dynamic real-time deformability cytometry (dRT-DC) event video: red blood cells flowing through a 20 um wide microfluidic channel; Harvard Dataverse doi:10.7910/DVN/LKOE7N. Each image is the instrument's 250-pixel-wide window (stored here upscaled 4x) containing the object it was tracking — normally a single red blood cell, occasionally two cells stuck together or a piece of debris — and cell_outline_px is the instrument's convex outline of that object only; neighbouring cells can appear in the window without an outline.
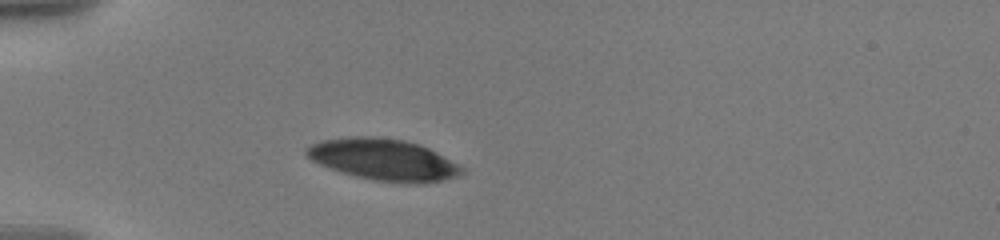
{"species": "human", "species_latin": "Homo sapiens", "temperature_condition": "warm", "stored_images_in_passage": 35, "camera_frame_rate_fps": 3000, "um_per_image_px": 0.085, "donor": {"sex": "male"}, "frame": {"image": 1, "passage_image": 1, "time_ms": 0.0, "image_size_px": [1000, 240], "cell_outline_px": [[464, 172], [460, 176], [444, 180], [424, 184], [400, 184], [376, 180], [356, 176], [340, 172], [320, 164], [312, 160], [304, 152], [312, 144], [320, 140], [352, 136], [376, 136], [404, 140], [420, 144], [436, 152], [464, 168]], "centroid_in_image_um": [32.63, 13.58], "position_along_channel_um": 52.4, "area_um2": 37.8}}
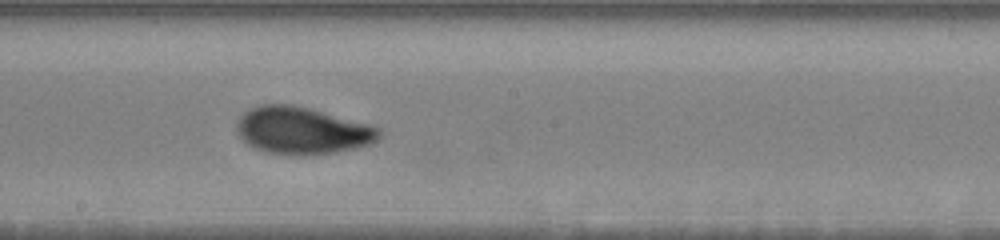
{"frame": {"image": 2, "passage_image": 18, "time_ms": 5.333, "image_size_px": [1000, 240], "cell_outline_px": [[380, 136], [372, 144], [332, 152], [300, 156], [296, 156], [264, 152], [248, 144], [240, 136], [236, 128], [236, 124], [240, 116], [244, 112], [260, 104], [292, 104], [308, 108], [368, 124], [380, 128]], "centroid_in_image_um": [25.65, 11.1], "position_along_channel_um": 222.6, "area_um2": 38.84}}
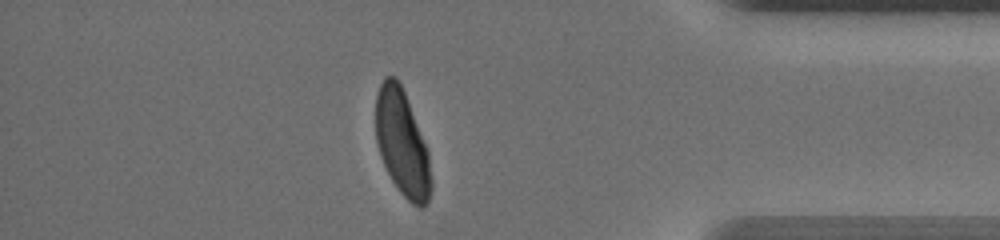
{"frame": {"image": 3, "passage_image": 31, "time_ms": 11.0, "image_size_px": [1000, 240], "cell_outline_px": [[432, 188], [428, 200], [420, 208], [412, 204], [400, 192], [392, 180], [380, 156], [376, 140], [376, 96], [380, 84], [384, 76], [396, 76], [404, 92], [428, 152], [432, 180]], "centroid_in_image_um": [34.17, 12.18], "position_along_channel_um": 401.0, "area_um2": 33.76}, "authors_computed_cell_mechanics": {"area_um2": 38.148, "velocity_mm_per_s": 3.5651, "shape_relaxation_time_tau1_ms": 3.3597, "shape_relaxation_time_tau2_ms": 1.0425, "deformation_change_tau1": 0.1589, "deformation_change_tau2": 0.0557}}